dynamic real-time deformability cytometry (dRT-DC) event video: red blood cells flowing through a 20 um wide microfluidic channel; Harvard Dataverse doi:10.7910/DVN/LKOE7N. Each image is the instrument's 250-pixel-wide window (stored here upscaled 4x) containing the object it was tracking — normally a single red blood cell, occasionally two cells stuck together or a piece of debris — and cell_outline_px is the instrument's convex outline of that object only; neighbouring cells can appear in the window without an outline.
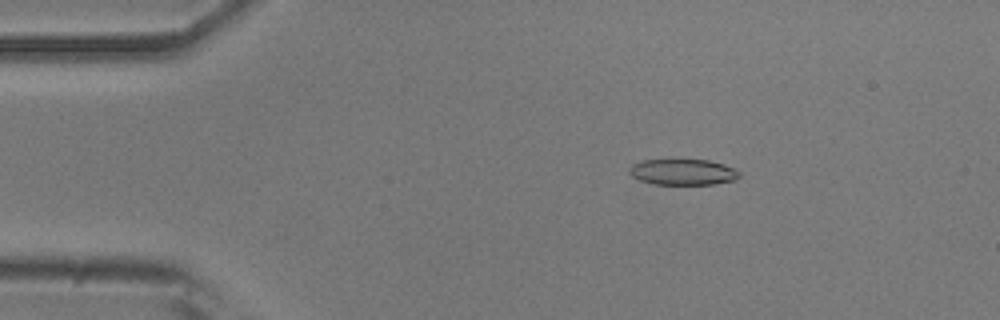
{"species": "common noctule bat (a hibernating species)", "species_latin": "Nyctalus noctula", "temperature_condition": "room temperature", "stored_images_in_passage": 54, "camera_frame_rate_fps": 3000, "um_per_image_px": 0.085, "animal": {"sex": "male", "body_mass_g": 20.5, "forearm_length_mm": 52.5}, "frame": {"image": 1, "passage_image": 9, "time_ms": 2.667, "image_size_px": [1000, 320], "cell_outline_px": [[740, 176], [736, 180], [712, 184], [652, 184], [640, 180], [632, 176], [628, 172], [628, 168], [632, 164], [644, 160], [672, 156], [676, 156], [708, 160], [724, 164], [740, 172]], "centroid_in_image_um": [58.0, 14.56], "position_along_channel_um": 27.0, "area_um2": 17.57}}
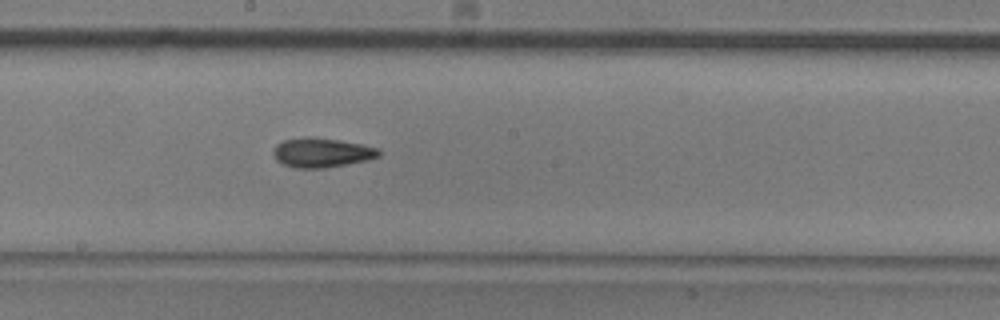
{"frame": {"image": 2, "passage_image": 29, "time_ms": 9.333, "image_size_px": [1000, 320], "cell_outline_px": [[384, 152], [380, 156], [368, 160], [324, 168], [296, 168], [284, 164], [276, 160], [272, 152], [276, 144], [284, 140], [308, 136], [312, 136], [340, 140], [364, 144], [380, 148]], "centroid_in_image_um": [27.4, 12.96], "position_along_channel_um": 220.8, "area_um2": 18.44}}
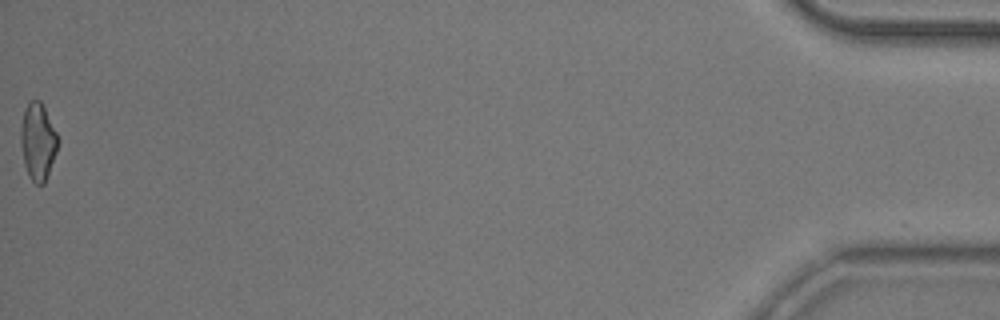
{"frame": {"image": 3, "passage_image": 54, "time_ms": 17.667, "image_size_px": [1000, 320], "cell_outline_px": [[60, 140], [56, 152], [44, 184], [36, 184], [28, 176], [24, 164], [20, 140], [20, 128], [24, 108], [28, 100], [40, 100]], "centroid_in_image_um": [3.2, 12.01], "position_along_channel_um": 432.0, "area_um2": 16.7}, "authors_computed_cell_mechanics": {"area_um2": 17.5423, "velocity_mm_per_s": 3.7532, "shape_relaxation_time_tau1_ms": 5.4637, "shape_relaxation_time_tau2_ms": 3.5508, "deformation_change_tau1": 0.1467, "deformation_change_tau2": 0.1146}}